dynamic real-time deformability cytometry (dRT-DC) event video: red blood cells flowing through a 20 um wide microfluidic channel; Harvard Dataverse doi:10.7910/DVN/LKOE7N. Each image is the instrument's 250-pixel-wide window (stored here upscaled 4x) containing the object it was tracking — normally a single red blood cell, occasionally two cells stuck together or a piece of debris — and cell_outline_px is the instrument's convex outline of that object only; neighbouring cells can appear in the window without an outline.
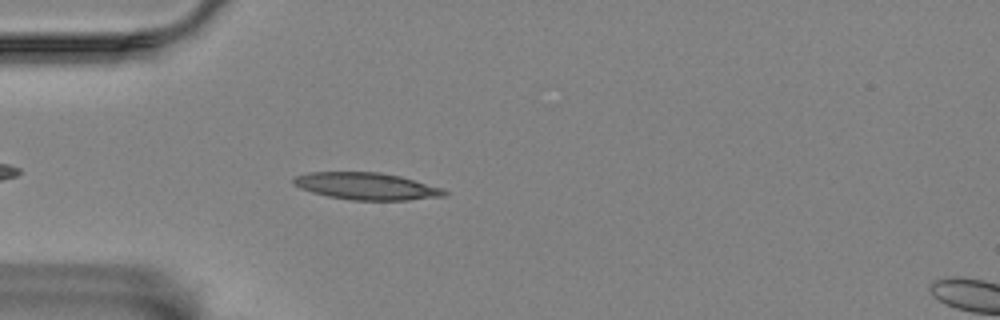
{"species": "Egyptian fruit bat (a non-hibernating species)", "species_latin": "Rousettus aegyptiacus", "temperature_condition": "room temperature", "stored_images_in_passage": 40, "camera_frame_rate_fps": 3000, "um_per_image_px": 0.085, "animal": {"sex": "female"}, "frame": {"image": 1, "passage_image": 5, "time_ms": 1.333, "image_size_px": [1000, 320], "cell_outline_px": [[448, 196], [408, 200], [352, 200], [328, 196], [312, 192], [300, 188], [292, 184], [292, 180], [296, 176], [308, 172], [380, 172], [400, 176], [440, 188], [448, 192]], "centroid_in_image_um": [31.13, 15.83], "position_along_channel_um": 53.9, "area_um2": 23.7}}
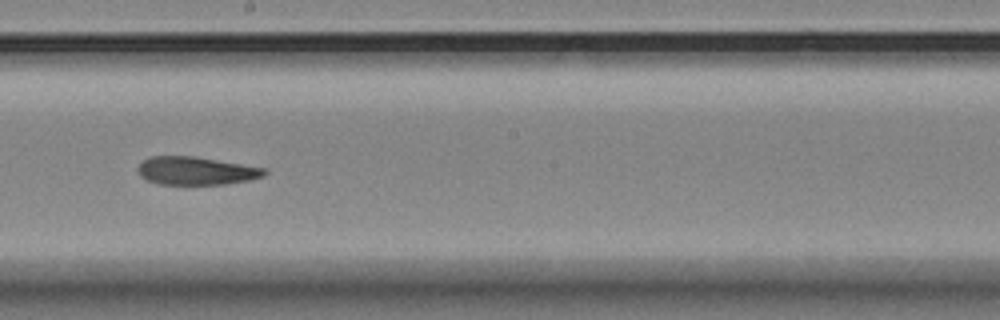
{"frame": {"image": 2, "passage_image": 21, "time_ms": 6.667, "image_size_px": [1000, 320], "cell_outline_px": [[268, 172], [264, 176], [248, 180], [224, 184], [156, 184], [140, 176], [136, 172], [136, 168], [144, 160], [152, 156], [192, 156], [264, 168]], "centroid_in_image_um": [16.61, 14.52], "position_along_channel_um": 231.6, "area_um2": 20.52}}
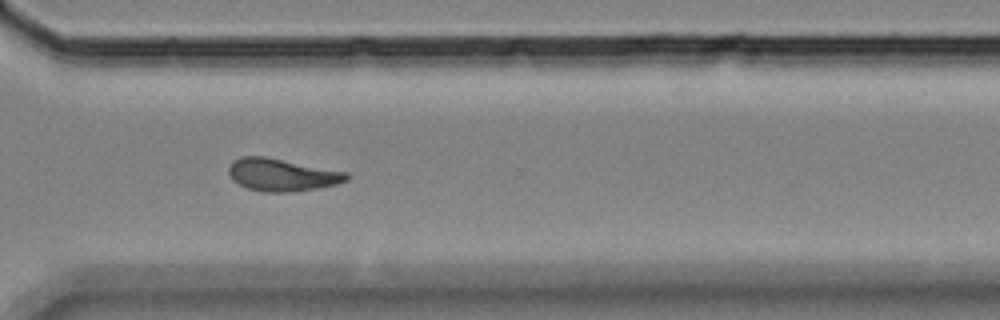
{"frame": {"image": 3, "passage_image": 31, "time_ms": 10.0, "image_size_px": [1000, 320], "cell_outline_px": [[348, 180], [336, 184], [316, 188], [284, 192], [264, 192], [248, 188], [232, 180], [228, 172], [228, 168], [240, 156], [264, 156], [348, 172]], "centroid_in_image_um": [23.96, 14.85], "position_along_channel_um": 346.6, "area_um2": 22.02}, "authors_computed_cell_mechanics": {"area_um2": 21.9929, "velocity_mm_per_s": 3.4527, "shape_relaxation_time_tau1_ms": 8.3874, "shape_relaxation_time_tau2_ms": 5.4792, "deformation_change_tau1": 0.2131, "deformation_change_tau2": 0.1442}}